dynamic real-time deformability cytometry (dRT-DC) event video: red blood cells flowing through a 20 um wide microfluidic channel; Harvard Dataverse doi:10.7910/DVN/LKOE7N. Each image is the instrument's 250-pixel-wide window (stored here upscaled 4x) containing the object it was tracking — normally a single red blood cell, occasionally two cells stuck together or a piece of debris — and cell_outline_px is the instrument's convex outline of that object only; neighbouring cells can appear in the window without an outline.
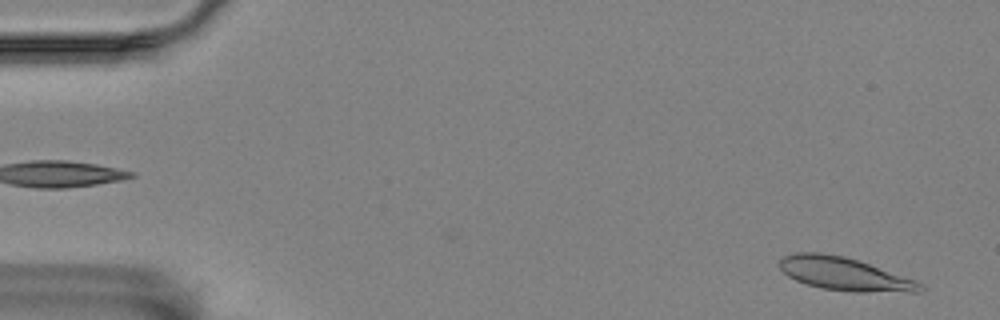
{"species": "Egyptian fruit bat (a non-hibernating species)", "species_latin": "Rousettus aegyptiacus", "temperature_condition": "room temperature", "stored_images_in_passage": 7, "camera_frame_rate_fps": 3000, "um_per_image_px": 0.085, "animal": {"sex": "female"}, "frame": {"image": 1, "passage_image": 2, "time_ms": 0.333, "image_size_px": [1000, 320], "cell_outline_px": [[924, 288], [920, 292], [852, 292], [820, 288], [796, 280], [788, 276], [780, 268], [780, 260], [784, 256], [796, 252], [820, 252], [844, 256], [916, 280], [924, 284]], "centroid_in_image_um": [71.79, 23.29], "position_along_channel_um": 13.2, "area_um2": 26.99}}